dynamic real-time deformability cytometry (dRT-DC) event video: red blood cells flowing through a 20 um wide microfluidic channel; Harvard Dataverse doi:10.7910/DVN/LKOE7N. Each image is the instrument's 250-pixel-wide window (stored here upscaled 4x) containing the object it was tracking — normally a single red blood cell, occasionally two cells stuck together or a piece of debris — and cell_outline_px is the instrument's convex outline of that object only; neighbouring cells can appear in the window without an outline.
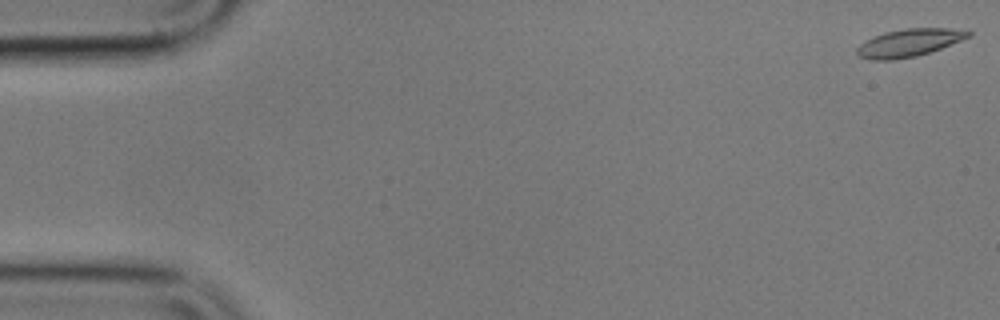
{"species": "common noctule bat (a hibernating species)", "species_latin": "Nyctalus noctula", "temperature_condition": "cold", "stored_images_in_passage": 57, "camera_frame_rate_fps": 3000, "um_per_image_px": 0.085, "animal": {"sex": "male", "body_mass_g": 17.9}, "frame": {"image": 1, "passage_image": 1, "time_ms": 0.0, "image_size_px": [1000, 320], "cell_outline_px": [[972, 36], [940, 48], [916, 56], [892, 60], [872, 60], [860, 56], [856, 52], [856, 48], [860, 44], [884, 32], [904, 28], [948, 28], [972, 32]], "centroid_in_image_um": [77.27, 3.63], "position_along_channel_um": 7.7, "area_um2": 17.69}}
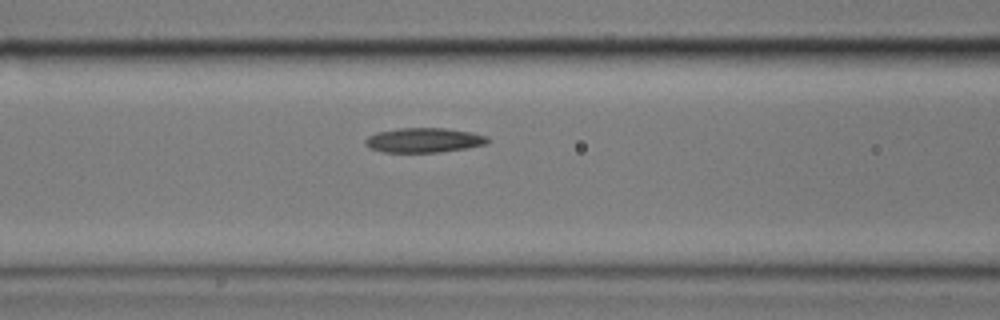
{"frame": {"image": 2, "passage_image": 23, "time_ms": 7.333, "image_size_px": [1000, 320], "cell_outline_px": [[492, 140], [488, 144], [468, 148], [440, 152], [384, 152], [368, 148], [364, 144], [364, 140], [368, 136], [376, 132], [396, 128], [444, 128], [472, 132], [488, 136]], "centroid_in_image_um": [36.05, 11.91], "position_along_channel_um": 130.5, "area_um2": 17.92}}
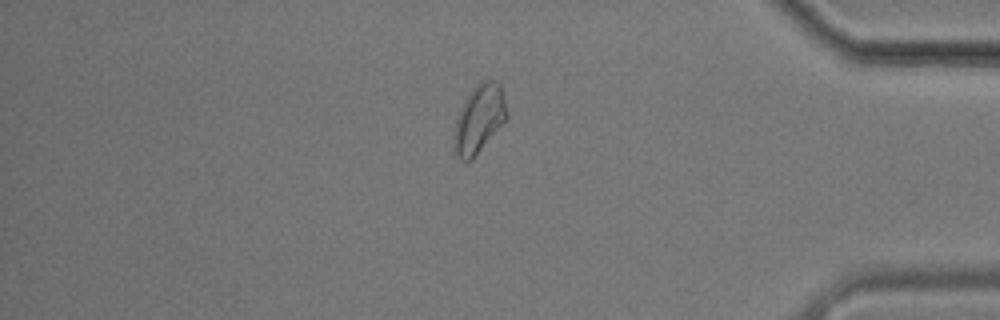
{"frame": {"image": 3, "passage_image": 48, "time_ms": 15.667, "image_size_px": [1000, 320], "cell_outline_px": [[508, 120], [472, 160], [460, 160], [456, 156], [452, 148], [452, 136], [456, 120], [460, 108], [464, 100], [472, 88], [480, 80], [500, 80], [508, 112]], "centroid_in_image_um": [40.73, 10.11], "position_along_channel_um": 394.5, "area_um2": 21.85}, "authors_computed_cell_mechanics": {"area_um2": 17.9758, "velocity_mm_per_s": 3.5253, "shape_relaxation_time_tau1_ms": 7.6217, "shape_relaxation_time_tau2_ms": 5.1356, "deformation_change_tau1": 0.152, "deformation_change_tau2": 0.1076}}